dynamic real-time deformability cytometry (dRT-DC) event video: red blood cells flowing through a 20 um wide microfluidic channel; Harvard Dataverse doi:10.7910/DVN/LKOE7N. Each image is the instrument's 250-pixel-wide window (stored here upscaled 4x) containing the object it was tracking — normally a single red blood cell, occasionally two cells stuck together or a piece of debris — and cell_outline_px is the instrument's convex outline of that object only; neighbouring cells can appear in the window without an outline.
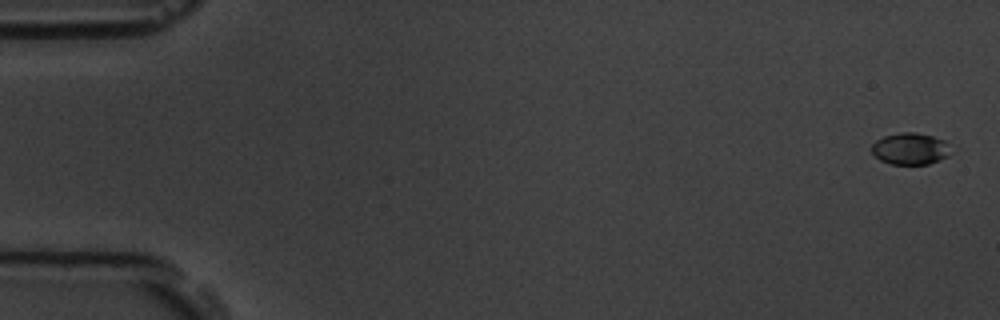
{"species": "common noctule bat (a hibernating species)", "species_latin": "Nyctalus noctula", "temperature_condition": "room temperature", "stored_images_in_passage": 10, "camera_frame_rate_fps": 3000, "um_per_image_px": 0.085, "animal": {"sex": "male", "body_mass_g": 19.5, "forearm_length_mm": 54.6}, "frame": {"image": 1, "passage_image": 1, "time_ms": 0.0, "image_size_px": [1000, 320], "cell_outline_px": [[952, 152], [948, 156], [940, 160], [928, 164], [892, 164], [880, 160], [872, 152], [872, 144], [876, 140], [884, 136], [900, 132], [916, 132], [932, 136], [944, 140]], "centroid_in_image_um": [77.38, 12.64], "position_along_channel_um": 7.6, "area_um2": 14.62}}
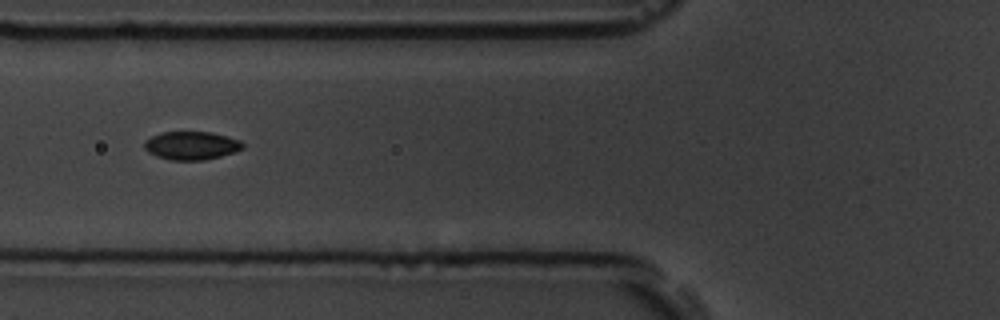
{"frame": {"image": 2, "passage_image": 7, "time_ms": 7.0, "image_size_px": [1000, 320], "cell_outline_px": [[244, 148], [236, 152], [204, 160], [172, 160], [156, 156], [148, 152], [144, 148], [144, 140], [160, 132], [212, 132], [228, 136], [240, 140], [244, 144]], "centroid_in_image_um": [16.28, 12.37], "position_along_channel_um": 109.5, "area_um2": 16.36}}
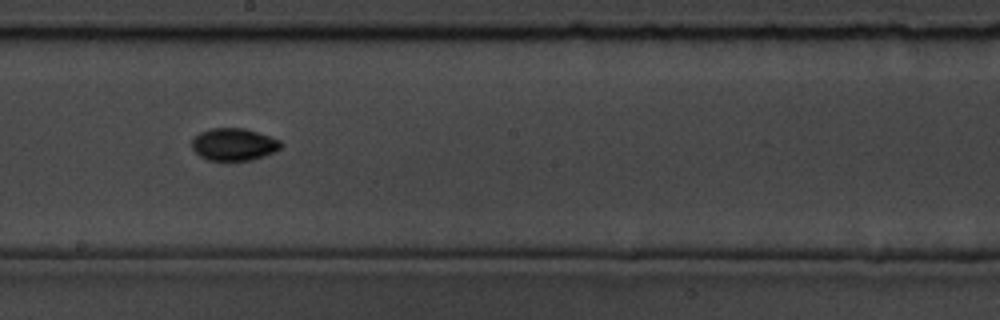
{"frame": {"image": 3, "passage_image": 10, "time_ms": 10.333, "image_size_px": [1000, 320], "cell_outline_px": [[284, 144], [280, 148], [264, 156], [252, 160], [228, 164], [208, 160], [200, 156], [192, 148], [192, 140], [200, 132], [212, 128], [244, 128], [280, 140]], "centroid_in_image_um": [19.86, 12.33], "position_along_channel_um": 228.3, "area_um2": 17.22}}